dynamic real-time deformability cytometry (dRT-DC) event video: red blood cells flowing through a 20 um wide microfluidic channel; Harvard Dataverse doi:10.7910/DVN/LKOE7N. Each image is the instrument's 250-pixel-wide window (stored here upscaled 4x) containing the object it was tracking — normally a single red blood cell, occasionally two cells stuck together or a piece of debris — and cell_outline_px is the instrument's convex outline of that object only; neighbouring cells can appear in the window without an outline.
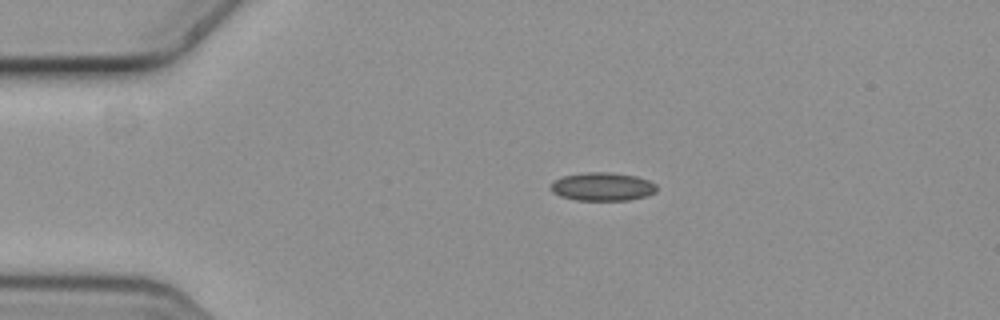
{"species": "common noctule bat (a hibernating species)", "species_latin": "Nyctalus noctula", "temperature_condition": "cold", "stored_images_in_passage": 4, "camera_frame_rate_fps": 3000, "um_per_image_px": 0.085, "animal": {"sex": "female", "body_mass_g": 19.3, "forearm_length_mm": 54.1}, "frame": {"image": 1, "passage_image": 3, "time_ms": 0.667, "image_size_px": [1000, 320], "cell_outline_px": [[656, 192], [648, 196], [628, 200], [576, 200], [560, 196], [552, 192], [552, 184], [556, 180], [564, 176], [584, 172], [608, 172], [636, 176], [648, 180], [656, 184]], "centroid_in_image_um": [51.24, 15.87], "position_along_channel_um": 33.8, "area_um2": 17.4}}